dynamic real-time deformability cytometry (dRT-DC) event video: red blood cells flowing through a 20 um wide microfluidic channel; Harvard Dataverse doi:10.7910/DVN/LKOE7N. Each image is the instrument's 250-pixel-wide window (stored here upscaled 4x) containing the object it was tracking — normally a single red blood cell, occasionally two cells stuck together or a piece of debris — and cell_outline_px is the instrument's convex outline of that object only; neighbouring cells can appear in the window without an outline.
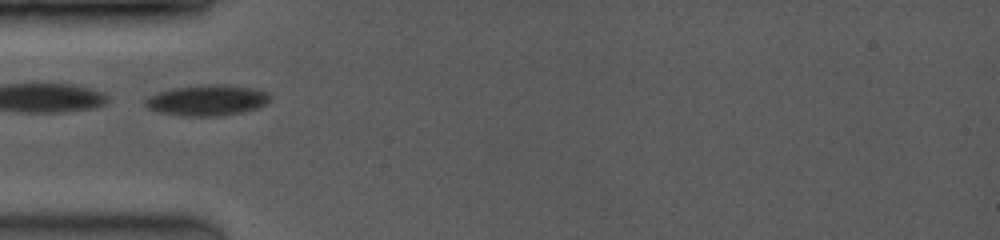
{"species": "common noctule bat (a hibernating species)", "species_latin": "Nyctalus noctula", "temperature_condition": "room temperature", "stored_images_in_passage": 4, "camera_frame_rate_fps": 3500, "um_per_image_px": 0.085, "animal": {"sex": "female", "body_mass_g": 19.0, "forearm_length_mm": 53.3}, "frame": {"image": 1, "passage_image": 1, "time_ms": 0.0, "image_size_px": [1000, 240], "cell_outline_px": [[272, 96], [268, 104], [260, 108], [240, 112], [216, 116], [180, 116], [160, 112], [148, 108], [144, 104], [144, 100], [148, 96], [156, 92], [172, 88], [200, 84], [220, 84], [252, 88], [268, 92]], "centroid_in_image_um": [17.61, 8.51], "position_along_channel_um": 67.4, "area_um2": 22.72}}